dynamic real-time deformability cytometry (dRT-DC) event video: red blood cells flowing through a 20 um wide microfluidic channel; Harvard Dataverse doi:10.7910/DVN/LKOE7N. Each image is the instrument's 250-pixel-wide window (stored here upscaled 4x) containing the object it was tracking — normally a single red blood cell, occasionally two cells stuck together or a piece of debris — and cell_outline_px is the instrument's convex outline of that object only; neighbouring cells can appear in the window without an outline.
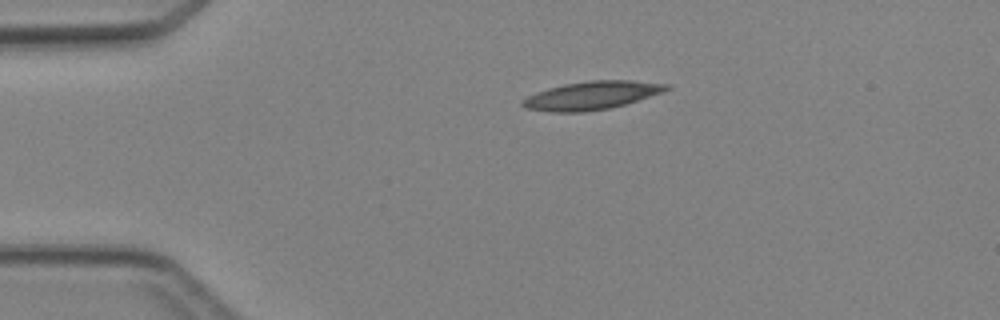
{"species": "Egyptian fruit bat (a non-hibernating species)", "species_latin": "Rousettus aegyptiacus", "temperature_condition": "cold", "stored_images_in_passage": 2, "camera_frame_rate_fps": 3000, "um_per_image_px": 0.085, "animal": {"sex": "female"}, "frame": {"image": 1, "passage_image": 1, "time_ms": 0.0, "image_size_px": [1000, 320], "cell_outline_px": [[672, 88], [664, 92], [624, 104], [608, 108], [584, 112], [552, 112], [524, 108], [520, 104], [520, 100], [536, 92], [548, 88], [564, 84], [588, 80], [632, 80], [672, 84]], "centroid_in_image_um": [50.3, 8.1], "position_along_channel_um": 34.7, "area_um2": 23.87}}